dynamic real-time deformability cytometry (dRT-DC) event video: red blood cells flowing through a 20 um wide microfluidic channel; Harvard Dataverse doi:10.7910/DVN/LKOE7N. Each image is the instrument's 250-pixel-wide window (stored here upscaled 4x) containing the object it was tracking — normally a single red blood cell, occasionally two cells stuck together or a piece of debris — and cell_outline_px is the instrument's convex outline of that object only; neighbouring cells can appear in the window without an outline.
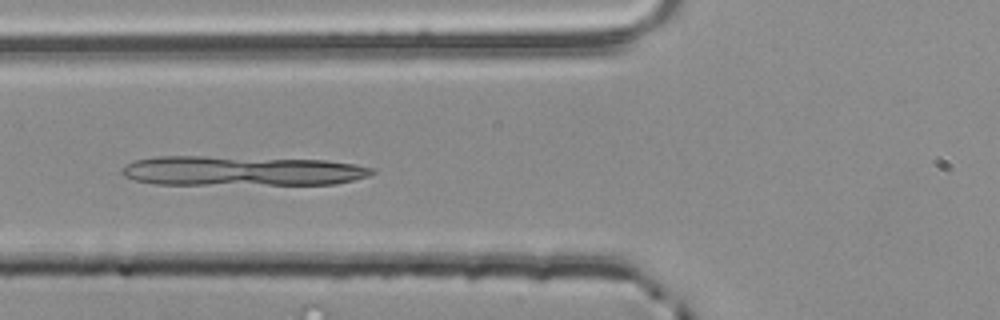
{"species": "common noctule bat (a hibernating species)", "species_latin": "Nyctalus noctula", "temperature_condition": "room temperature", "stored_images_in_passage": 37, "camera_frame_rate_fps": 3000, "um_per_image_px": 0.085, "animal": {"sex": "male", "body_mass_g": 20.4}, "frame": {"image": 1, "passage_image": 4, "time_ms": 1.0, "image_size_px": [1000, 320], "cell_outline_px": [[376, 172], [368, 176], [336, 184], [152, 184], [136, 180], [124, 176], [120, 172], [128, 164], [136, 160], [156, 156], [204, 156], [328, 160], [356, 164], [372, 168]], "centroid_in_image_um": [20.56, 14.52], "position_along_channel_um": 105.2, "area_um2": 43.35}}
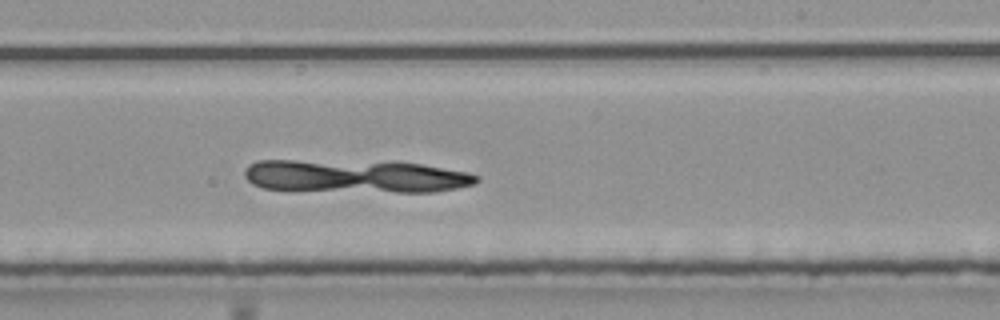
{"frame": {"image": 2, "passage_image": 16, "time_ms": 5.0, "image_size_px": [1000, 320], "cell_outline_px": [[480, 180], [476, 184], [436, 192], [396, 192], [264, 188], [252, 184], [244, 176], [244, 168], [248, 164], [256, 160], [292, 160], [420, 164], [468, 172], [480, 176]], "centroid_in_image_um": [30.22, 14.99], "position_along_channel_um": 258.8, "area_um2": 43.87}}
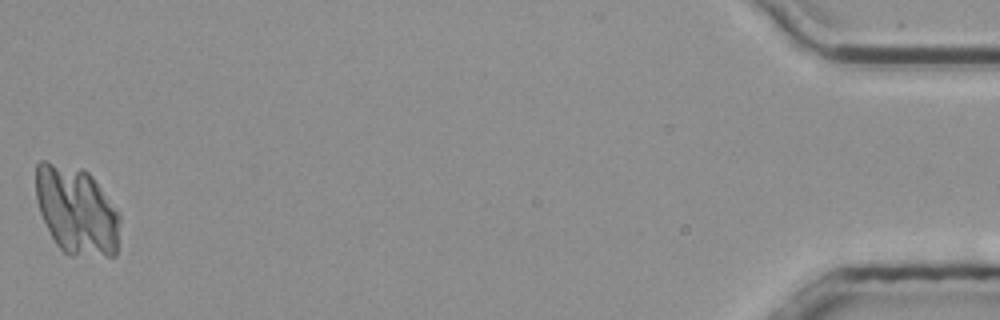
{"frame": {"image": 3, "passage_image": 37, "time_ms": 12.0, "image_size_px": [1000, 320], "cell_outline_px": [[120, 220], [116, 256], [68, 256], [56, 244], [40, 212], [36, 200], [36, 164], [40, 160], [44, 160], [84, 168], [92, 176], [120, 216]], "centroid_in_image_um": [6.49, 17.89], "position_along_channel_um": 428.7, "area_um2": 43.35}}